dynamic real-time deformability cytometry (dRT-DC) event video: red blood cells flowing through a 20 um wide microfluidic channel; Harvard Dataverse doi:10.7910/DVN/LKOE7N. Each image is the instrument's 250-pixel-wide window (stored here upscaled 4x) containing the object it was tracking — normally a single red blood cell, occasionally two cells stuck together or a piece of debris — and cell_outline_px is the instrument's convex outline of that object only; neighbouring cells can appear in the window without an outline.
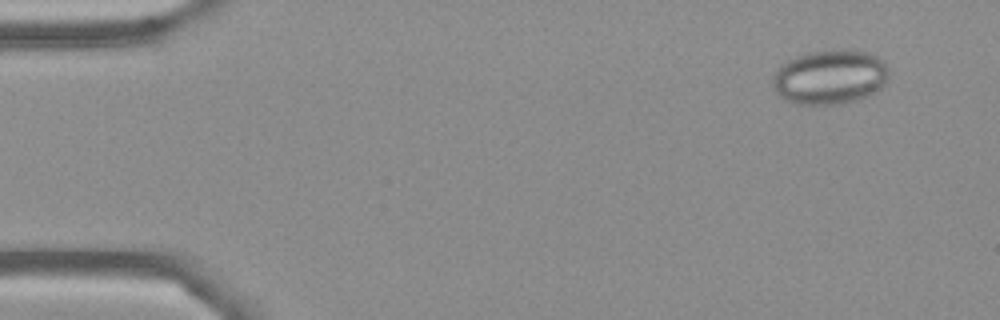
{"species": "Egyptian fruit bat (a non-hibernating species)", "species_latin": "Rousettus aegyptiacus", "temperature_condition": "cold", "stored_images_in_passage": 5, "camera_frame_rate_fps": 3000, "um_per_image_px": 0.085, "frame": {"image": 1, "passage_image": 1, "time_ms": 0.0, "image_size_px": [1000, 320], "cell_outline_px": [[888, 80], [880, 88], [868, 96], [860, 100], [840, 104], [796, 104], [784, 100], [776, 92], [772, 84], [772, 76], [776, 68], [780, 64], [796, 56], [808, 52], [836, 48], [852, 48], [868, 52], [876, 56], [888, 68]], "centroid_in_image_um": [70.52, 6.53], "position_along_channel_um": 14.5, "area_um2": 37.69}}
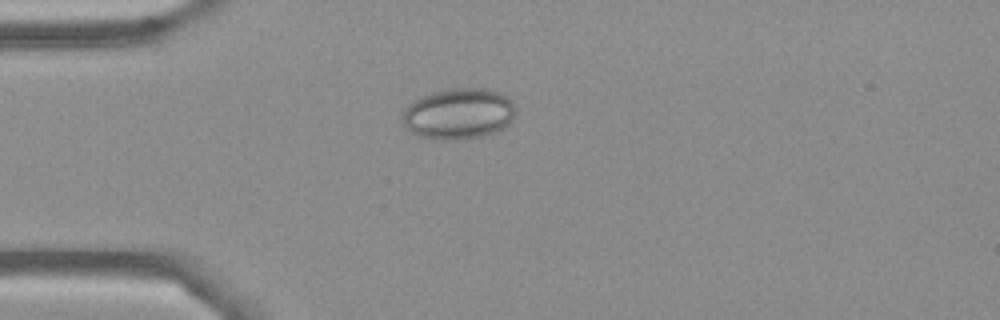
{"frame": {"image": 2, "passage_image": 4, "time_ms": 3.333, "image_size_px": [1000, 320], "cell_outline_px": [[516, 112], [512, 120], [504, 128], [496, 132], [464, 140], [444, 140], [420, 136], [412, 132], [404, 124], [400, 116], [412, 100], [420, 96], [432, 92], [448, 88], [484, 88], [500, 92], [508, 96], [512, 100], [516, 108]], "centroid_in_image_um": [39.0, 9.65], "position_along_channel_um": 46.0, "area_um2": 34.1}}